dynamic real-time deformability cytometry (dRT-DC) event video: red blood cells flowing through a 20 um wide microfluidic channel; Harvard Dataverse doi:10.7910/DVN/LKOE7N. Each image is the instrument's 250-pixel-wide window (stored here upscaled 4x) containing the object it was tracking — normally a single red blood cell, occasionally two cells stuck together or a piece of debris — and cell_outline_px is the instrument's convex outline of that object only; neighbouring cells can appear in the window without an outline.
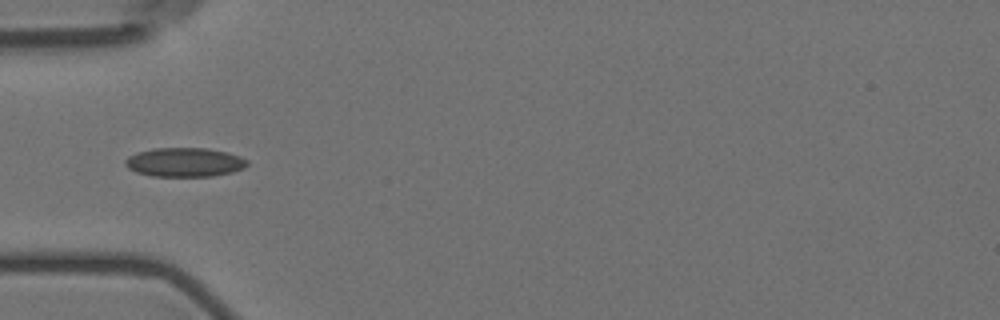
{"species": "Egyptian fruit bat (a non-hibernating species)", "species_latin": "Rousettus aegyptiacus", "temperature_condition": "room temperature", "stored_images_in_passage": 3, "camera_frame_rate_fps": 3000, "um_per_image_px": 0.085, "animal": {"sex": "female"}, "frame": {"image": 1, "passage_image": 3, "time_ms": 2.333, "image_size_px": [1000, 320], "cell_outline_px": [[248, 164], [244, 168], [232, 172], [212, 176], [152, 176], [136, 172], [128, 168], [124, 164], [124, 160], [128, 156], [136, 152], [152, 148], [208, 148], [228, 152], [240, 156], [248, 160]], "centroid_in_image_um": [15.68, 13.78], "position_along_channel_um": 69.3, "area_um2": 20.87}}